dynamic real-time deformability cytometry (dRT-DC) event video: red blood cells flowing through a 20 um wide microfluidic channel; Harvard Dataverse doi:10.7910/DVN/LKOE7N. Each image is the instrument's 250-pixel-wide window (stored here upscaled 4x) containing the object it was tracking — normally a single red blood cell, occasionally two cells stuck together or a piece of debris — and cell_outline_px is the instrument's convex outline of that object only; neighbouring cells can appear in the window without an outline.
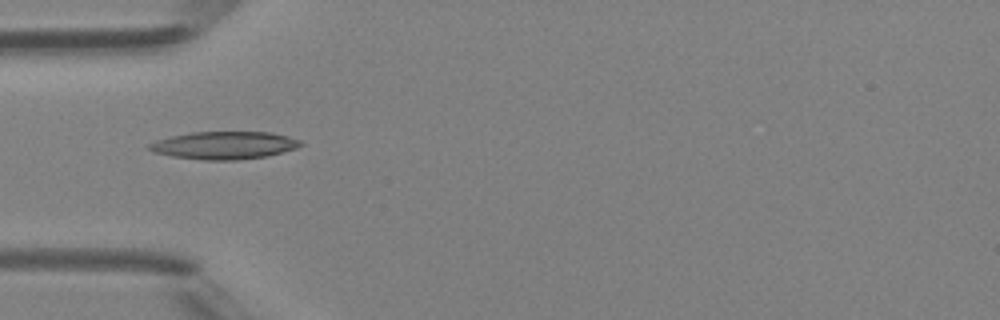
{"species": "Egyptian fruit bat (a non-hibernating species)", "species_latin": "Rousettus aegyptiacus", "temperature_condition": "room temperature", "stored_images_in_passage": 34, "camera_frame_rate_fps": 3000, "um_per_image_px": 0.085, "animal": {"sex": "female"}, "frame": {"image": 1, "passage_image": 1, "time_ms": 0.0, "image_size_px": [1000, 320], "cell_outline_px": [[304, 144], [296, 148], [264, 156], [236, 160], [204, 160], [172, 156], [152, 152], [148, 148], [148, 144], [156, 140], [172, 136], [192, 132], [272, 132], [288, 136], [300, 140]], "centroid_in_image_um": [19.04, 12.34], "position_along_channel_um": 66.0, "area_um2": 24.28}}
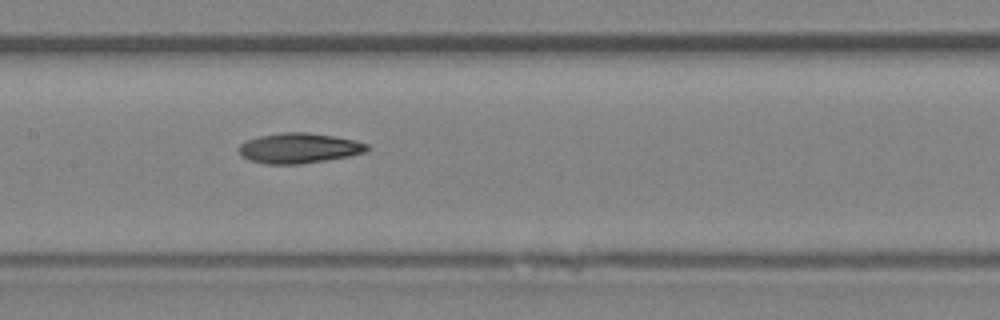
{"frame": {"image": 2, "passage_image": 9, "time_ms": 2.667, "image_size_px": [1000, 320], "cell_outline_px": [[372, 148], [368, 152], [348, 156], [300, 164], [264, 164], [248, 160], [240, 156], [236, 152], [236, 148], [240, 144], [248, 140], [260, 136], [280, 132], [308, 132], [356, 140], [368, 144]], "centroid_in_image_um": [25.39, 12.59], "position_along_channel_um": 182.0, "area_um2": 22.89}}
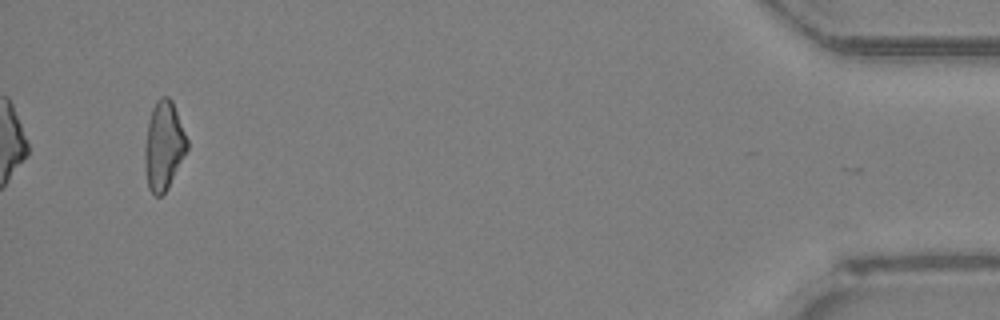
{"frame": {"image": 3, "passage_image": 31, "time_ms": 10.0, "image_size_px": [1000, 320], "cell_outline_px": [[188, 148], [168, 188], [160, 196], [156, 196], [148, 188], [144, 160], [144, 148], [148, 124], [152, 108], [156, 100], [160, 96], [168, 96], [172, 100], [188, 140]], "centroid_in_image_um": [13.91, 12.37], "position_along_channel_um": 421.3, "area_um2": 21.79}, "authors_computed_cell_mechanics": {"area_um2": 21.8195, "velocity_mm_per_s": 4.3833, "shape_relaxation_time_tau1_ms": null, "shape_relaxation_time_tau2_ms": 8.5688, "deformation_change_tau1": null, "deformation_change_tau2": 0.2217}}